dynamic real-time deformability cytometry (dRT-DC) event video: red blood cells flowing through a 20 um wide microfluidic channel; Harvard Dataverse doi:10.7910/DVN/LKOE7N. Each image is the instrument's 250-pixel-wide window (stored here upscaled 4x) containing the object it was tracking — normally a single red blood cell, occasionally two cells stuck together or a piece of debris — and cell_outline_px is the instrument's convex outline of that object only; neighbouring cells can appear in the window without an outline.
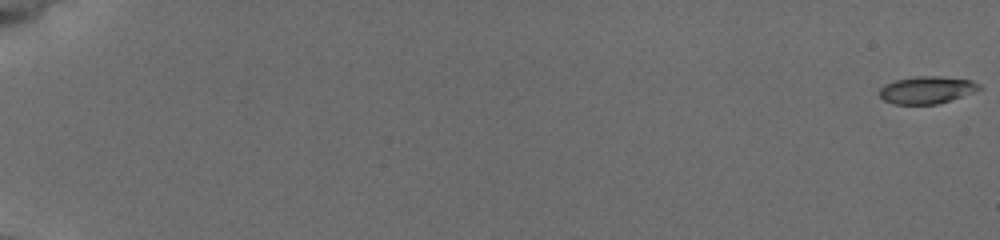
{"species": "common noctule bat (a hibernating species)", "species_latin": "Nyctalus noctula", "temperature_condition": "cold", "stored_images_in_passage": 58, "camera_frame_rate_fps": 3000, "um_per_image_px": 0.085, "animal": {"sex": "female", "body_mass_g": 19.5, "forearm_length_mm": 54.1}, "frame": {"image": 1, "passage_image": 1, "time_ms": 0.0, "image_size_px": [1000, 240], "cell_outline_px": [[980, 88], [972, 92], [936, 104], [892, 104], [884, 100], [880, 96], [880, 88], [884, 84], [896, 80], [916, 76], [940, 76], [972, 80], [980, 84]], "centroid_in_image_um": [78.73, 7.63], "position_along_channel_um": 6.3, "area_um2": 15.66}}
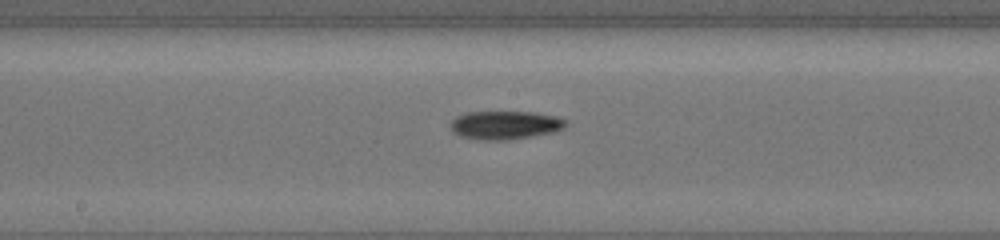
{"frame": {"image": 2, "passage_image": 34, "time_ms": 11.0, "image_size_px": [1000, 240], "cell_outline_px": [[568, 124], [564, 128], [556, 132], [508, 140], [480, 140], [460, 136], [452, 132], [452, 120], [456, 116], [464, 112], [536, 112], [556, 116], [568, 120]], "centroid_in_image_um": [42.98, 10.63], "position_along_channel_um": 205.2, "area_um2": 19.36}}
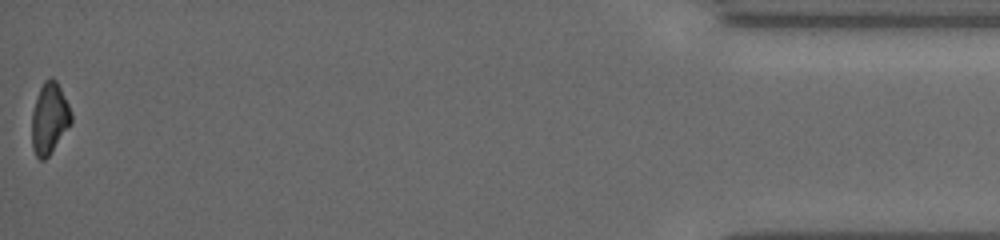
{"frame": {"image": 3, "passage_image": 58, "time_ms": 19.0, "image_size_px": [1000, 240], "cell_outline_px": [[72, 124], [48, 156], [44, 160], [40, 160], [36, 156], [32, 148], [32, 112], [36, 96], [44, 80], [52, 76], [56, 80], [72, 112]], "centroid_in_image_um": [4.2, 10.06], "position_along_channel_um": 431.0, "area_um2": 16.47}, "authors_computed_cell_mechanics": {"area_um2": 16.9643, "velocity_mm_per_s": 3.7856, "shape_relaxation_time_tau1_ms": 2.6626, "shape_relaxation_time_tau2_ms": 11.2067, "deformation_change_tau1": 0.0991, "deformation_change_tau2": 0.2073}}